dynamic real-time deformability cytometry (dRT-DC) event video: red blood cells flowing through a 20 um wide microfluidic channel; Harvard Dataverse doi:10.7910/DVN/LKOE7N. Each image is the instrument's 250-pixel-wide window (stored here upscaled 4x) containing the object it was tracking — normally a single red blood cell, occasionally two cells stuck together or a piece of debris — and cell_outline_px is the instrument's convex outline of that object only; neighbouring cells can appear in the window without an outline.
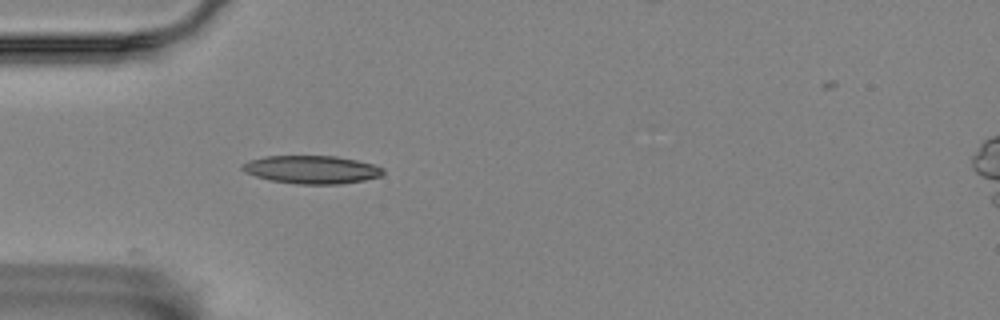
{"species": "Egyptian fruit bat (a non-hibernating species)", "species_latin": "Rousettus aegyptiacus", "temperature_condition": "room temperature", "stored_images_in_passage": 5, "camera_frame_rate_fps": 3000, "um_per_image_px": 0.085, "animal": {"sex": "female"}, "frame": {"image": 1, "passage_image": 4, "time_ms": 1.0, "image_size_px": [1000, 320], "cell_outline_px": [[384, 172], [380, 176], [364, 180], [340, 184], [296, 184], [268, 180], [244, 172], [240, 168], [240, 164], [248, 160], [264, 156], [336, 156], [356, 160], [372, 164], [384, 168]], "centroid_in_image_um": [26.44, 14.41], "position_along_channel_um": 58.6, "area_um2": 23.18}}